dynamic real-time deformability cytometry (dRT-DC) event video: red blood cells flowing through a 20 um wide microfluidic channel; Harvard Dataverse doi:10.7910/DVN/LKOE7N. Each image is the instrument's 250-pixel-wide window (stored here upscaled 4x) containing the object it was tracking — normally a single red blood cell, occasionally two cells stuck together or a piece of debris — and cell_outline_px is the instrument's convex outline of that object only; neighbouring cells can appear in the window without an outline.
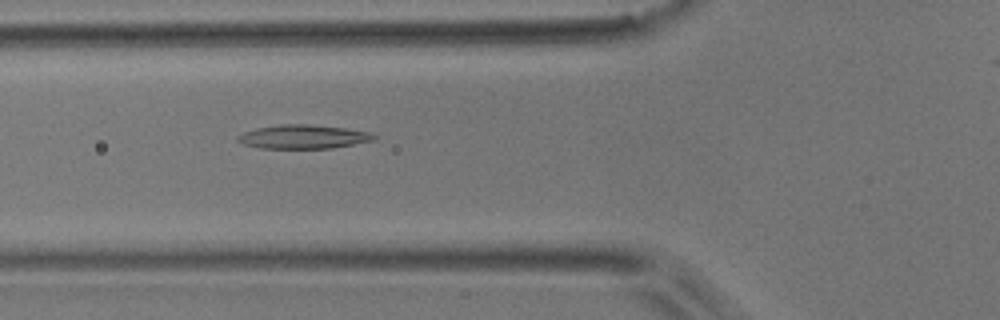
{"species": "common noctule bat (a hibernating species)", "species_latin": "Nyctalus noctula", "temperature_condition": "room temperature", "stored_images_in_passage": 38, "camera_frame_rate_fps": 3000, "um_per_image_px": 0.085, "animal": {"sex": "male", "body_mass_g": 17.9}, "frame": {"image": 1, "passage_image": 9, "time_ms": 2.667, "image_size_px": [1000, 320], "cell_outline_px": [[376, 140], [332, 148], [260, 148], [244, 144], [236, 140], [236, 136], [244, 132], [256, 128], [280, 124], [308, 124], [344, 128], [368, 132], [376, 136]], "centroid_in_image_um": [25.75, 11.62], "position_along_channel_um": 100.0, "area_um2": 18.84}}
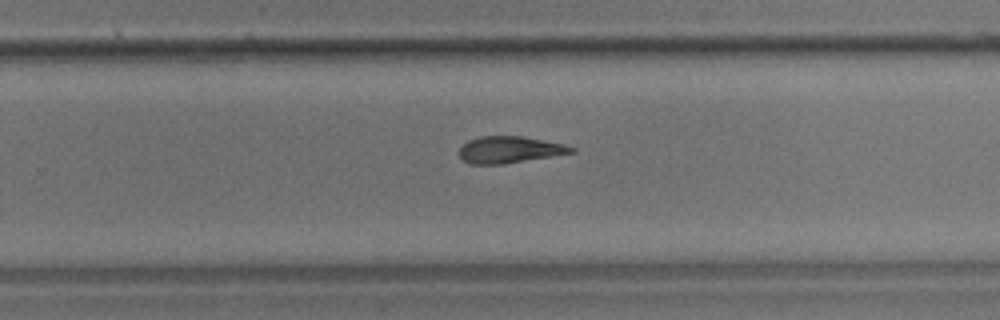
{"frame": {"image": 2, "passage_image": 23, "time_ms": 7.333, "image_size_px": [1000, 320], "cell_outline_px": [[576, 152], [504, 164], [468, 164], [460, 156], [460, 148], [468, 140], [480, 136], [520, 136], [564, 144], [576, 148]], "centroid_in_image_um": [43.32, 12.73], "position_along_channel_um": 286.5, "area_um2": 17.34}}
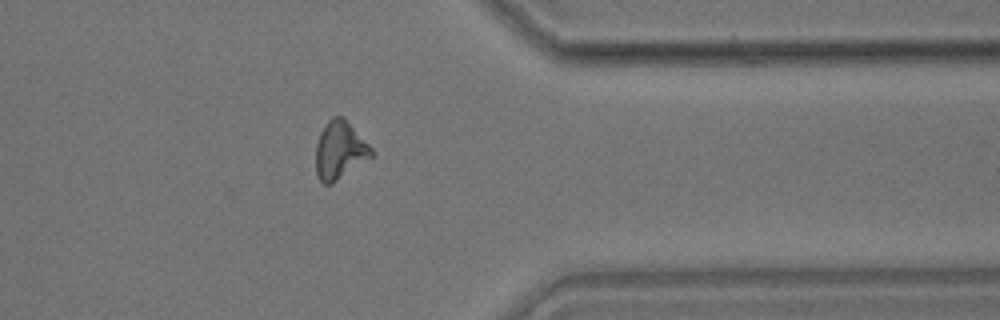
{"frame": {"image": 3, "passage_image": 31, "time_ms": 10.0, "image_size_px": [1000, 320], "cell_outline_px": [[376, 156], [332, 184], [324, 184], [316, 176], [316, 144], [320, 132], [324, 124], [332, 116], [344, 116], [376, 152]], "centroid_in_image_um": [28.92, 12.78], "position_along_channel_um": 382.5, "area_um2": 19.42}, "authors_computed_cell_mechanics": {"area_um2": 18.2648, "velocity_mm_per_s": 3.9945, "shape_relaxation_time_tau1_ms": null, "shape_relaxation_time_tau2_ms": 10.0433, "deformation_change_tau1": null, "deformation_change_tau2": 0.26}}